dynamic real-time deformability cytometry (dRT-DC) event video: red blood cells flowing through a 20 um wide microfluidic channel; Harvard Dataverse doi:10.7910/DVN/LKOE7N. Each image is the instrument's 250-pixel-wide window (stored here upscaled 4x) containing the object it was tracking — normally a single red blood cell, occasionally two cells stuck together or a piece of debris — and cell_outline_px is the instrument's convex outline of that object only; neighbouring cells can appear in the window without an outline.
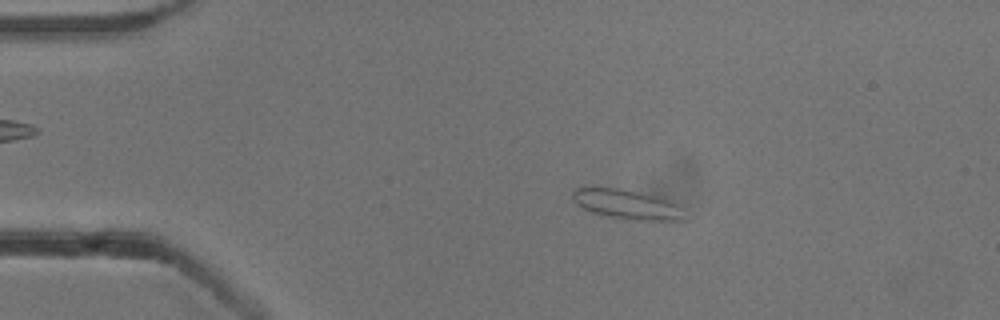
{"species": "common noctule bat (a hibernating species)", "species_latin": "Nyctalus noctula", "temperature_condition": "cold", "stored_images_in_passage": 53, "camera_frame_rate_fps": 3000, "um_per_image_px": 0.085, "animal": {"sex": "male", "body_mass_g": 13.3}, "frame": {"image": 1, "passage_image": 10, "time_ms": 3.0, "image_size_px": [1000, 320], "cell_outline_px": [[684, 220], [636, 220], [608, 216], [592, 212], [576, 204], [572, 200], [572, 188], [584, 184], [596, 184], [620, 188], [668, 200], [676, 204]], "centroid_in_image_um": [53.06, 17.3], "position_along_channel_um": 31.9, "area_um2": 19.48}}
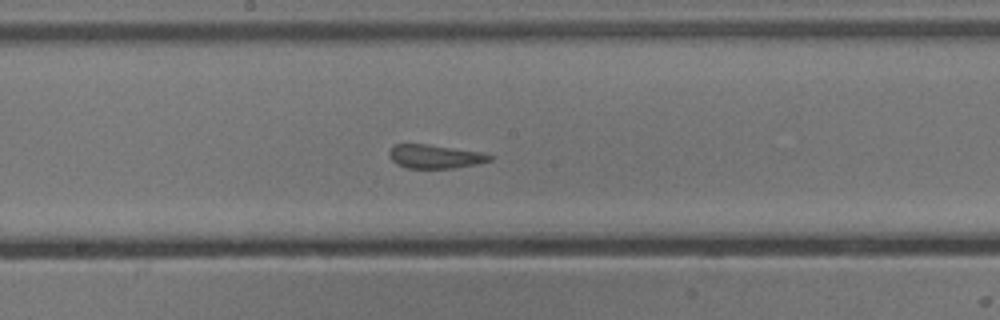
{"frame": {"image": 2, "passage_image": 28, "time_ms": 9.0, "image_size_px": [1000, 320], "cell_outline_px": [[496, 156], [492, 160], [480, 164], [452, 168], [408, 168], [396, 164], [388, 156], [388, 152], [392, 144], [428, 144], [484, 152]], "centroid_in_image_um": [37.02, 13.29], "position_along_channel_um": 211.2, "area_um2": 14.28}}
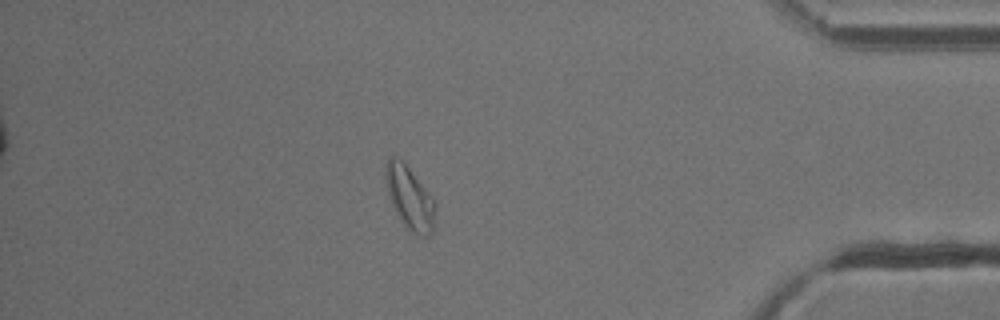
{"frame": {"image": 3, "passage_image": 46, "time_ms": 15.0, "image_size_px": [1000, 320], "cell_outline_px": [[436, 208], [432, 232], [428, 236], [416, 236], [404, 224], [396, 212], [392, 204], [388, 192], [384, 176], [384, 168], [388, 156], [396, 156], [404, 160], [432, 196], [436, 204]], "centroid_in_image_um": [34.82, 16.75], "position_along_channel_um": 400.4, "area_um2": 18.55}}